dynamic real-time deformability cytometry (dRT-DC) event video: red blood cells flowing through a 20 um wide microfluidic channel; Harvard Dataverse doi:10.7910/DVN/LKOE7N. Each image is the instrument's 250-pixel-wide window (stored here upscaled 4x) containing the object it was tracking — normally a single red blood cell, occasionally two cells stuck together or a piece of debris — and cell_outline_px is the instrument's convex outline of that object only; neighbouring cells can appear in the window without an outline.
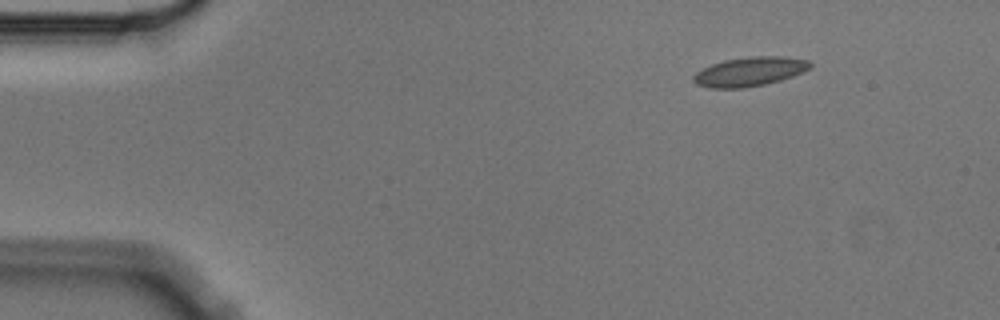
{"species": "Egyptian fruit bat (a non-hibernating species)", "species_latin": "Rousettus aegyptiacus", "temperature_condition": "cold", "stored_images_in_passage": 4, "camera_frame_rate_fps": 3000, "um_per_image_px": 0.085, "animal": {"sex": "male"}, "frame": {"image": 1, "passage_image": 1, "time_ms": 0.0, "image_size_px": [1000, 320], "cell_outline_px": [[812, 68], [804, 72], [780, 80], [764, 84], [744, 88], [708, 88], [696, 84], [692, 80], [692, 76], [696, 72], [712, 64], [724, 60], [752, 56], [784, 56], [808, 60], [812, 64]], "centroid_in_image_um": [63.73, 6.08], "position_along_channel_um": 21.3, "area_um2": 19.94}}
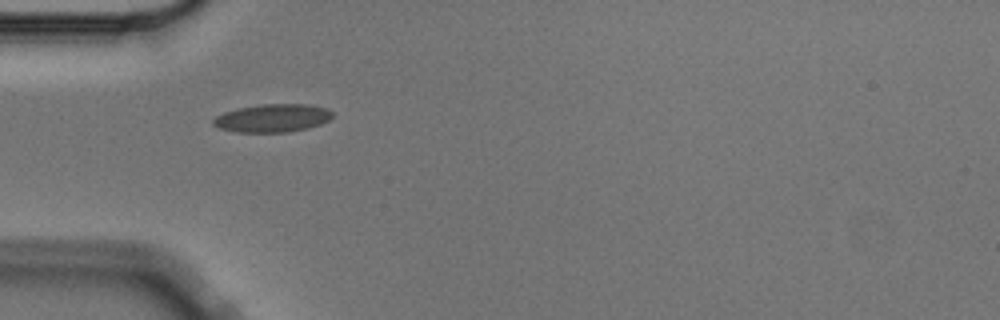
{"frame": {"image": 2, "passage_image": 3, "time_ms": 0.667, "image_size_px": [1000, 320], "cell_outline_px": [[332, 116], [328, 120], [320, 124], [308, 128], [288, 132], [236, 132], [220, 128], [212, 124], [212, 120], [216, 116], [224, 112], [240, 108], [264, 104], [308, 104], [328, 108], [332, 112]], "centroid_in_image_um": [23.17, 10.04], "position_along_channel_um": 61.8, "area_um2": 19.42}}
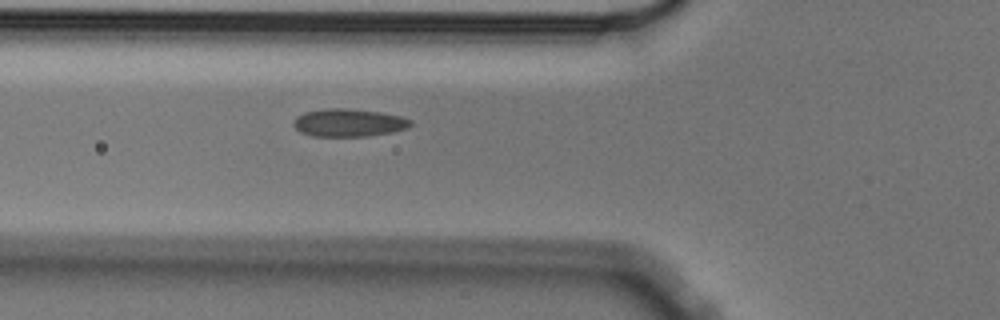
{"frame": {"image": 3, "passage_image": 4, "time_ms": 1.0, "image_size_px": [1000, 320], "cell_outline_px": [[412, 124], [408, 128], [392, 132], [368, 136], [312, 136], [300, 132], [292, 124], [292, 120], [296, 116], [304, 112], [324, 108], [348, 108], [380, 112], [400, 116], [412, 120]], "centroid_in_image_um": [29.61, 10.42], "position_along_channel_um": 96.2, "area_um2": 19.19}}